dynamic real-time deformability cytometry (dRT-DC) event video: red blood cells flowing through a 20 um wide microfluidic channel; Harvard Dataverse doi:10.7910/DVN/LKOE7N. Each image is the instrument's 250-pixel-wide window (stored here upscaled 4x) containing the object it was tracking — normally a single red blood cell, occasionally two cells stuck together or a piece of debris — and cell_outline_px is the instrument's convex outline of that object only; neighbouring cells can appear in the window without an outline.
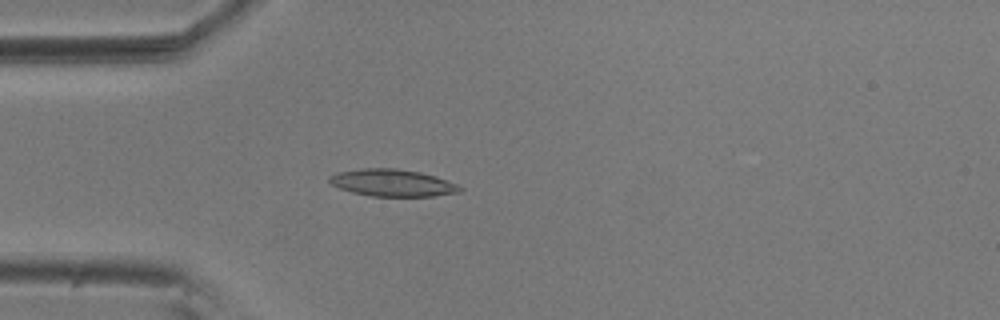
{"species": "common noctule bat (a hibernating species)", "species_latin": "Nyctalus noctula", "temperature_condition": "room temperature", "stored_images_in_passage": 53, "camera_frame_rate_fps": 3000, "um_per_image_px": 0.085, "animal": {"sex": "male", "body_mass_g": 20.5, "forearm_length_mm": 52.5}, "frame": {"image": 1, "passage_image": 14, "time_ms": 4.333, "image_size_px": [1000, 320], "cell_outline_px": [[464, 188], [460, 192], [432, 196], [372, 196], [352, 192], [340, 188], [332, 184], [328, 180], [328, 176], [336, 172], [360, 168], [396, 168], [420, 172], [436, 176], [456, 184]], "centroid_in_image_um": [33.34, 15.53], "position_along_channel_um": 51.7, "area_um2": 20.63}}
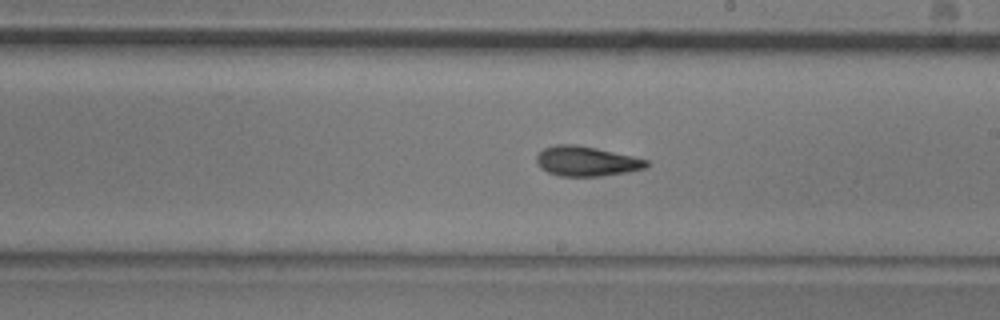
{"frame": {"image": 2, "passage_image": 30, "time_ms": 9.667, "image_size_px": [1000, 320], "cell_outline_px": [[648, 168], [628, 172], [600, 176], [560, 176], [548, 172], [540, 168], [536, 160], [536, 156], [544, 148], [556, 144], [576, 144], [596, 148], [632, 156], [648, 160]], "centroid_in_image_um": [49.85, 13.7], "position_along_channel_um": 239.2, "area_um2": 19.13}}
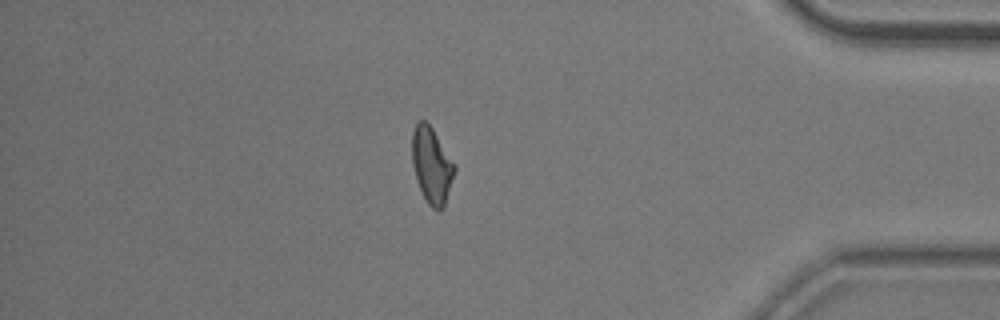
{"frame": {"image": 3, "passage_image": 46, "time_ms": 15.0, "image_size_px": [1000, 320], "cell_outline_px": [[456, 168], [444, 208], [440, 212], [436, 212], [428, 204], [420, 188], [412, 164], [412, 132], [416, 120], [424, 120], [432, 128], [456, 164]], "centroid_in_image_um": [36.71, 14.06], "position_along_channel_um": 398.5, "area_um2": 18.96}}